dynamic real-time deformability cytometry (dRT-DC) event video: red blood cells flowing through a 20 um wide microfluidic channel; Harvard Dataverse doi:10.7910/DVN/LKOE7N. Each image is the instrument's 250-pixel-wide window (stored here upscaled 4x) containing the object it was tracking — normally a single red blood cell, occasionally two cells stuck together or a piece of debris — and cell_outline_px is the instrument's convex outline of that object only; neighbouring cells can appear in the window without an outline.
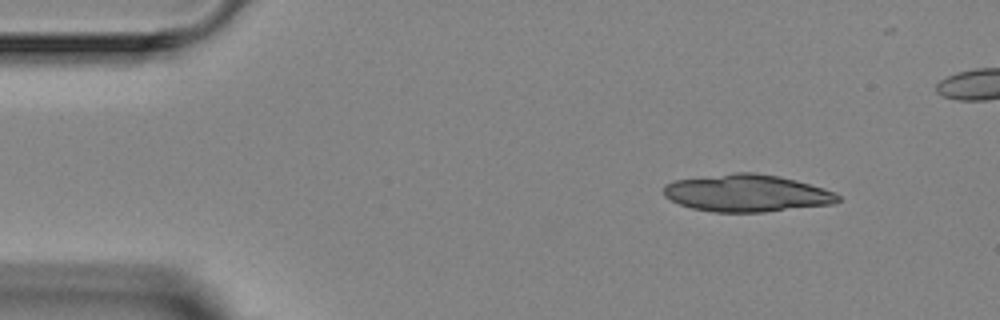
{"species": "Egyptian fruit bat (a non-hibernating species)", "species_latin": "Rousettus aegyptiacus", "temperature_condition": "room temperature", "stored_images_in_passage": 4, "segment_of_instrument_passage": [1, 2], "camera_frame_rate_fps": 3000, "um_per_image_px": 0.085, "animal": {"sex": "female"}, "frame": {"image": 1, "passage_image": 1, "time_ms": 0.0, "image_size_px": [1000, 320], "cell_outline_px": [[840, 200], [836, 204], [764, 212], [712, 212], [692, 208], [680, 204], [664, 196], [664, 184], [672, 180], [736, 172], [752, 172], [776, 176], [796, 180], [824, 188], [836, 192], [840, 196]], "centroid_in_image_um": [63.5, 16.42], "position_along_channel_um": 21.5, "area_um2": 38.03}}